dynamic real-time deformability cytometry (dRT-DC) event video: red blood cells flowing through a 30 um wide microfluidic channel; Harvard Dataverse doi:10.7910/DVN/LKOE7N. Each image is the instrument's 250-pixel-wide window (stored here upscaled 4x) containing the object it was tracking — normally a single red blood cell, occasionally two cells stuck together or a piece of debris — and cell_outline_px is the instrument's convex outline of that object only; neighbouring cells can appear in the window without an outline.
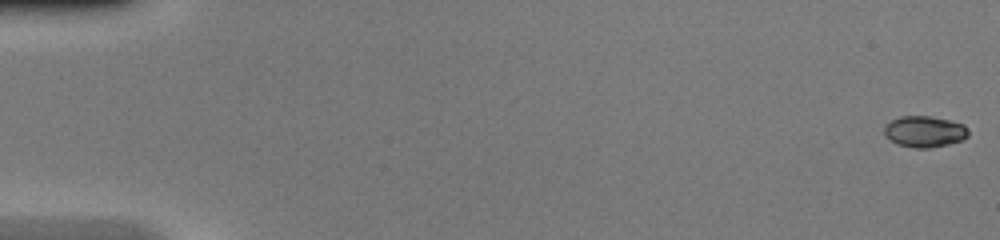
{"species": "common noctule bat (a hibernating species)", "species_latin": "Nyctalus noctula", "temperature_condition": "warm", "stored_images_in_passage": 4, "camera_frame_rate_fps": 3000, "um_per_image_px": 0.085, "animal": {"sex": "female", "body_mass_g": 20.0, "forearm_length_mm": 54.0}, "frame": {"image": 1, "passage_image": 1, "time_ms": 0.0, "image_size_px": [1000, 240], "cell_outline_px": [[968, 136], [964, 140], [932, 148], [916, 148], [896, 144], [884, 136], [884, 124], [900, 116], [928, 116], [952, 120], [964, 124], [968, 132]], "centroid_in_image_um": [78.57, 11.18], "position_along_channel_um": 6.4, "area_um2": 15.55}}